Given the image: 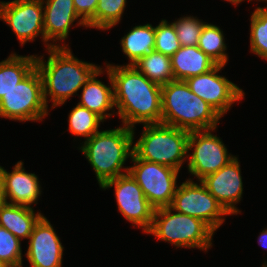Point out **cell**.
<instances>
[{
	"mask_svg": "<svg viewBox=\"0 0 267 267\" xmlns=\"http://www.w3.org/2000/svg\"><path fill=\"white\" fill-rule=\"evenodd\" d=\"M112 77L116 115L122 124L135 128V124L161 123V87L150 81L134 65L105 66Z\"/></svg>",
	"mask_w": 267,
	"mask_h": 267,
	"instance_id": "6da1fadb",
	"label": "cell"
},
{
	"mask_svg": "<svg viewBox=\"0 0 267 267\" xmlns=\"http://www.w3.org/2000/svg\"><path fill=\"white\" fill-rule=\"evenodd\" d=\"M47 50L49 54L47 62L44 61V55H36V68L42 78L45 103L48 107V103L51 101V109H53L65 104L71 96L78 95L77 91L101 67L79 60L73 55L69 45L62 44L61 47H50Z\"/></svg>",
	"mask_w": 267,
	"mask_h": 267,
	"instance_id": "7a4b0ae2",
	"label": "cell"
},
{
	"mask_svg": "<svg viewBox=\"0 0 267 267\" xmlns=\"http://www.w3.org/2000/svg\"><path fill=\"white\" fill-rule=\"evenodd\" d=\"M121 125L115 129L98 131L79 147L91 164L100 187L129 171V166L124 165L133 154L135 130Z\"/></svg>",
	"mask_w": 267,
	"mask_h": 267,
	"instance_id": "3957f363",
	"label": "cell"
},
{
	"mask_svg": "<svg viewBox=\"0 0 267 267\" xmlns=\"http://www.w3.org/2000/svg\"><path fill=\"white\" fill-rule=\"evenodd\" d=\"M161 123L200 131L217 129L222 118L207 102L195 95L185 81L174 80L161 87Z\"/></svg>",
	"mask_w": 267,
	"mask_h": 267,
	"instance_id": "277c9868",
	"label": "cell"
},
{
	"mask_svg": "<svg viewBox=\"0 0 267 267\" xmlns=\"http://www.w3.org/2000/svg\"><path fill=\"white\" fill-rule=\"evenodd\" d=\"M141 137L133 143V154L142 160L181 170L188 158L190 131L164 123L143 124Z\"/></svg>",
	"mask_w": 267,
	"mask_h": 267,
	"instance_id": "5b68a950",
	"label": "cell"
},
{
	"mask_svg": "<svg viewBox=\"0 0 267 267\" xmlns=\"http://www.w3.org/2000/svg\"><path fill=\"white\" fill-rule=\"evenodd\" d=\"M214 233L202 220L176 212L170 206L155 209L151 227L146 232L176 248H198L205 252L212 247Z\"/></svg>",
	"mask_w": 267,
	"mask_h": 267,
	"instance_id": "8992f818",
	"label": "cell"
},
{
	"mask_svg": "<svg viewBox=\"0 0 267 267\" xmlns=\"http://www.w3.org/2000/svg\"><path fill=\"white\" fill-rule=\"evenodd\" d=\"M42 78L35 67L0 100V117L15 121H42L48 115Z\"/></svg>",
	"mask_w": 267,
	"mask_h": 267,
	"instance_id": "52a82bcc",
	"label": "cell"
},
{
	"mask_svg": "<svg viewBox=\"0 0 267 267\" xmlns=\"http://www.w3.org/2000/svg\"><path fill=\"white\" fill-rule=\"evenodd\" d=\"M133 166H129V173L143 190L150 204L155 208L171 206L176 189L177 179L180 171L138 159L134 154L130 158Z\"/></svg>",
	"mask_w": 267,
	"mask_h": 267,
	"instance_id": "ba28073f",
	"label": "cell"
},
{
	"mask_svg": "<svg viewBox=\"0 0 267 267\" xmlns=\"http://www.w3.org/2000/svg\"><path fill=\"white\" fill-rule=\"evenodd\" d=\"M198 182L195 183L189 178L178 185L170 207L176 212L202 220L215 232L225 222L224 216L230 214L204 184Z\"/></svg>",
	"mask_w": 267,
	"mask_h": 267,
	"instance_id": "9c48e42d",
	"label": "cell"
},
{
	"mask_svg": "<svg viewBox=\"0 0 267 267\" xmlns=\"http://www.w3.org/2000/svg\"><path fill=\"white\" fill-rule=\"evenodd\" d=\"M215 130L190 131L187 168L191 175L198 178V181L217 172L236 157L228 154L220 137L212 134Z\"/></svg>",
	"mask_w": 267,
	"mask_h": 267,
	"instance_id": "30bf717a",
	"label": "cell"
},
{
	"mask_svg": "<svg viewBox=\"0 0 267 267\" xmlns=\"http://www.w3.org/2000/svg\"><path fill=\"white\" fill-rule=\"evenodd\" d=\"M112 187L119 212L134 227L142 228L145 234L151 227L155 208L147 200L141 187L129 172L108 180L100 189Z\"/></svg>",
	"mask_w": 267,
	"mask_h": 267,
	"instance_id": "8fae6325",
	"label": "cell"
},
{
	"mask_svg": "<svg viewBox=\"0 0 267 267\" xmlns=\"http://www.w3.org/2000/svg\"><path fill=\"white\" fill-rule=\"evenodd\" d=\"M224 65H216L209 72L185 80L189 89L207 102L221 117L232 104L244 99V91L225 76L218 75Z\"/></svg>",
	"mask_w": 267,
	"mask_h": 267,
	"instance_id": "7c38bea8",
	"label": "cell"
},
{
	"mask_svg": "<svg viewBox=\"0 0 267 267\" xmlns=\"http://www.w3.org/2000/svg\"><path fill=\"white\" fill-rule=\"evenodd\" d=\"M0 20L11 27L21 46L38 36L45 42L42 0L0 1Z\"/></svg>",
	"mask_w": 267,
	"mask_h": 267,
	"instance_id": "4fadbf2b",
	"label": "cell"
},
{
	"mask_svg": "<svg viewBox=\"0 0 267 267\" xmlns=\"http://www.w3.org/2000/svg\"><path fill=\"white\" fill-rule=\"evenodd\" d=\"M52 224L43 215L28 238L25 253L31 267H62L64 247Z\"/></svg>",
	"mask_w": 267,
	"mask_h": 267,
	"instance_id": "5bb4252c",
	"label": "cell"
},
{
	"mask_svg": "<svg viewBox=\"0 0 267 267\" xmlns=\"http://www.w3.org/2000/svg\"><path fill=\"white\" fill-rule=\"evenodd\" d=\"M238 159L235 157L220 170L201 180L211 195L230 215L241 213L235 206L241 201L244 191Z\"/></svg>",
	"mask_w": 267,
	"mask_h": 267,
	"instance_id": "9a60e30c",
	"label": "cell"
},
{
	"mask_svg": "<svg viewBox=\"0 0 267 267\" xmlns=\"http://www.w3.org/2000/svg\"><path fill=\"white\" fill-rule=\"evenodd\" d=\"M23 165L24 162L18 161L11 172L0 166L2 201L32 207L33 203L38 204L42 192L41 185L38 176L26 172Z\"/></svg>",
	"mask_w": 267,
	"mask_h": 267,
	"instance_id": "2e32d148",
	"label": "cell"
},
{
	"mask_svg": "<svg viewBox=\"0 0 267 267\" xmlns=\"http://www.w3.org/2000/svg\"><path fill=\"white\" fill-rule=\"evenodd\" d=\"M42 3L46 51L50 47H61L58 41L63 43L68 38L75 20H78L77 26L87 28V23L76 12L73 0H42Z\"/></svg>",
	"mask_w": 267,
	"mask_h": 267,
	"instance_id": "e0dca14e",
	"label": "cell"
},
{
	"mask_svg": "<svg viewBox=\"0 0 267 267\" xmlns=\"http://www.w3.org/2000/svg\"><path fill=\"white\" fill-rule=\"evenodd\" d=\"M106 69V70H105ZM101 68L98 72H96L91 79L81 88V97L78 102L79 105L87 108L88 110L94 112L98 116H100L104 121L107 118H111L113 111L115 108L114 105V92H113V81L112 77L109 73V70L105 68ZM106 71L110 86L104 84L98 80L97 76H101ZM113 113H109V111Z\"/></svg>",
	"mask_w": 267,
	"mask_h": 267,
	"instance_id": "ac0fdd59",
	"label": "cell"
},
{
	"mask_svg": "<svg viewBox=\"0 0 267 267\" xmlns=\"http://www.w3.org/2000/svg\"><path fill=\"white\" fill-rule=\"evenodd\" d=\"M170 58L174 80L179 81L207 73L217 65L198 46H181Z\"/></svg>",
	"mask_w": 267,
	"mask_h": 267,
	"instance_id": "d6986e66",
	"label": "cell"
},
{
	"mask_svg": "<svg viewBox=\"0 0 267 267\" xmlns=\"http://www.w3.org/2000/svg\"><path fill=\"white\" fill-rule=\"evenodd\" d=\"M43 216L33 207L0 202V226L22 241L30 237L35 224Z\"/></svg>",
	"mask_w": 267,
	"mask_h": 267,
	"instance_id": "ffe728a7",
	"label": "cell"
},
{
	"mask_svg": "<svg viewBox=\"0 0 267 267\" xmlns=\"http://www.w3.org/2000/svg\"><path fill=\"white\" fill-rule=\"evenodd\" d=\"M122 52L133 65L140 58L151 54L155 46V26L144 24L134 26L121 40Z\"/></svg>",
	"mask_w": 267,
	"mask_h": 267,
	"instance_id": "44dd1931",
	"label": "cell"
},
{
	"mask_svg": "<svg viewBox=\"0 0 267 267\" xmlns=\"http://www.w3.org/2000/svg\"><path fill=\"white\" fill-rule=\"evenodd\" d=\"M36 67V55L11 53L0 62V100Z\"/></svg>",
	"mask_w": 267,
	"mask_h": 267,
	"instance_id": "7402d4cb",
	"label": "cell"
},
{
	"mask_svg": "<svg viewBox=\"0 0 267 267\" xmlns=\"http://www.w3.org/2000/svg\"><path fill=\"white\" fill-rule=\"evenodd\" d=\"M133 65L150 81L160 86L174 81L170 56L155 50L151 54L140 58Z\"/></svg>",
	"mask_w": 267,
	"mask_h": 267,
	"instance_id": "603a6c76",
	"label": "cell"
},
{
	"mask_svg": "<svg viewBox=\"0 0 267 267\" xmlns=\"http://www.w3.org/2000/svg\"><path fill=\"white\" fill-rule=\"evenodd\" d=\"M224 37L223 31L218 26L205 23L197 46L217 65L225 66L228 63V54Z\"/></svg>",
	"mask_w": 267,
	"mask_h": 267,
	"instance_id": "cb8c5ba5",
	"label": "cell"
},
{
	"mask_svg": "<svg viewBox=\"0 0 267 267\" xmlns=\"http://www.w3.org/2000/svg\"><path fill=\"white\" fill-rule=\"evenodd\" d=\"M127 0H98L95 15L87 22V27L110 30L122 19Z\"/></svg>",
	"mask_w": 267,
	"mask_h": 267,
	"instance_id": "d4e9b609",
	"label": "cell"
},
{
	"mask_svg": "<svg viewBox=\"0 0 267 267\" xmlns=\"http://www.w3.org/2000/svg\"><path fill=\"white\" fill-rule=\"evenodd\" d=\"M101 122L104 120L100 116L77 103L69 113L68 130L72 135L84 137L86 141L100 131Z\"/></svg>",
	"mask_w": 267,
	"mask_h": 267,
	"instance_id": "484cf974",
	"label": "cell"
},
{
	"mask_svg": "<svg viewBox=\"0 0 267 267\" xmlns=\"http://www.w3.org/2000/svg\"><path fill=\"white\" fill-rule=\"evenodd\" d=\"M250 20V50L267 60V7H257Z\"/></svg>",
	"mask_w": 267,
	"mask_h": 267,
	"instance_id": "4316f807",
	"label": "cell"
},
{
	"mask_svg": "<svg viewBox=\"0 0 267 267\" xmlns=\"http://www.w3.org/2000/svg\"><path fill=\"white\" fill-rule=\"evenodd\" d=\"M181 46H197L206 22L194 16H183L172 22Z\"/></svg>",
	"mask_w": 267,
	"mask_h": 267,
	"instance_id": "83f0119b",
	"label": "cell"
},
{
	"mask_svg": "<svg viewBox=\"0 0 267 267\" xmlns=\"http://www.w3.org/2000/svg\"><path fill=\"white\" fill-rule=\"evenodd\" d=\"M181 47V44L176 35L173 23L162 19L157 26H155V46L154 50L172 56Z\"/></svg>",
	"mask_w": 267,
	"mask_h": 267,
	"instance_id": "f1b7e54d",
	"label": "cell"
},
{
	"mask_svg": "<svg viewBox=\"0 0 267 267\" xmlns=\"http://www.w3.org/2000/svg\"><path fill=\"white\" fill-rule=\"evenodd\" d=\"M21 240L0 226V260L11 267H23Z\"/></svg>",
	"mask_w": 267,
	"mask_h": 267,
	"instance_id": "f546056e",
	"label": "cell"
},
{
	"mask_svg": "<svg viewBox=\"0 0 267 267\" xmlns=\"http://www.w3.org/2000/svg\"><path fill=\"white\" fill-rule=\"evenodd\" d=\"M77 14L87 23L94 15L98 0H73Z\"/></svg>",
	"mask_w": 267,
	"mask_h": 267,
	"instance_id": "4dcf8cb0",
	"label": "cell"
},
{
	"mask_svg": "<svg viewBox=\"0 0 267 267\" xmlns=\"http://www.w3.org/2000/svg\"><path fill=\"white\" fill-rule=\"evenodd\" d=\"M258 243L263 249L267 250V228L262 230L261 234H259Z\"/></svg>",
	"mask_w": 267,
	"mask_h": 267,
	"instance_id": "1f68e13d",
	"label": "cell"
},
{
	"mask_svg": "<svg viewBox=\"0 0 267 267\" xmlns=\"http://www.w3.org/2000/svg\"><path fill=\"white\" fill-rule=\"evenodd\" d=\"M224 1H228V2H230L231 4H233V5H238V4H240V3H242L243 1H245V0H224ZM247 1H252V0H247Z\"/></svg>",
	"mask_w": 267,
	"mask_h": 267,
	"instance_id": "d6a6232c",
	"label": "cell"
},
{
	"mask_svg": "<svg viewBox=\"0 0 267 267\" xmlns=\"http://www.w3.org/2000/svg\"><path fill=\"white\" fill-rule=\"evenodd\" d=\"M0 267H11V266L7 264L6 262H3L0 260Z\"/></svg>",
	"mask_w": 267,
	"mask_h": 267,
	"instance_id": "836d02e7",
	"label": "cell"
},
{
	"mask_svg": "<svg viewBox=\"0 0 267 267\" xmlns=\"http://www.w3.org/2000/svg\"><path fill=\"white\" fill-rule=\"evenodd\" d=\"M2 201V195H1V174H0V202Z\"/></svg>",
	"mask_w": 267,
	"mask_h": 267,
	"instance_id": "e575fe53",
	"label": "cell"
},
{
	"mask_svg": "<svg viewBox=\"0 0 267 267\" xmlns=\"http://www.w3.org/2000/svg\"><path fill=\"white\" fill-rule=\"evenodd\" d=\"M261 267H267V261H264V263Z\"/></svg>",
	"mask_w": 267,
	"mask_h": 267,
	"instance_id": "d590c367",
	"label": "cell"
},
{
	"mask_svg": "<svg viewBox=\"0 0 267 267\" xmlns=\"http://www.w3.org/2000/svg\"><path fill=\"white\" fill-rule=\"evenodd\" d=\"M257 1H260V2L263 1V2H266L267 3V0H257Z\"/></svg>",
	"mask_w": 267,
	"mask_h": 267,
	"instance_id": "8d00e7d4",
	"label": "cell"
}]
</instances>
